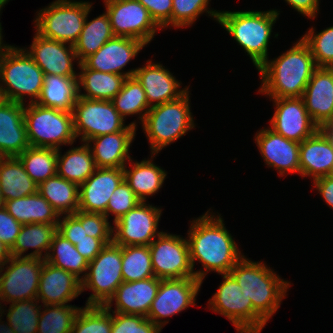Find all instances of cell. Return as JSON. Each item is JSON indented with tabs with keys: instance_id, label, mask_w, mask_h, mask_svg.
Instances as JSON below:
<instances>
[{
	"instance_id": "cell-1",
	"label": "cell",
	"mask_w": 333,
	"mask_h": 333,
	"mask_svg": "<svg viewBox=\"0 0 333 333\" xmlns=\"http://www.w3.org/2000/svg\"><path fill=\"white\" fill-rule=\"evenodd\" d=\"M214 214L209 209L201 217L190 221L187 233L192 269L195 277L202 283L210 271L217 272L219 275L229 273L244 256L239 251L233 236L224 226L222 216L219 213L217 216ZM195 261L202 264V270H194Z\"/></svg>"
},
{
	"instance_id": "cell-2",
	"label": "cell",
	"mask_w": 333,
	"mask_h": 333,
	"mask_svg": "<svg viewBox=\"0 0 333 333\" xmlns=\"http://www.w3.org/2000/svg\"><path fill=\"white\" fill-rule=\"evenodd\" d=\"M273 271L262 261L254 262L243 256L229 272L252 302L253 333H260L278 311L291 285Z\"/></svg>"
},
{
	"instance_id": "cell-3",
	"label": "cell",
	"mask_w": 333,
	"mask_h": 333,
	"mask_svg": "<svg viewBox=\"0 0 333 333\" xmlns=\"http://www.w3.org/2000/svg\"><path fill=\"white\" fill-rule=\"evenodd\" d=\"M317 68L309 46L299 38L289 50L257 69L262 81L258 92L269 98L302 97Z\"/></svg>"
},
{
	"instance_id": "cell-4",
	"label": "cell",
	"mask_w": 333,
	"mask_h": 333,
	"mask_svg": "<svg viewBox=\"0 0 333 333\" xmlns=\"http://www.w3.org/2000/svg\"><path fill=\"white\" fill-rule=\"evenodd\" d=\"M280 11H220L218 23L244 48L258 69L268 57L272 28Z\"/></svg>"
},
{
	"instance_id": "cell-5",
	"label": "cell",
	"mask_w": 333,
	"mask_h": 333,
	"mask_svg": "<svg viewBox=\"0 0 333 333\" xmlns=\"http://www.w3.org/2000/svg\"><path fill=\"white\" fill-rule=\"evenodd\" d=\"M0 88L4 100L36 103L42 92L44 72L24 48L3 44L0 48ZM25 99V100H24Z\"/></svg>"
},
{
	"instance_id": "cell-6",
	"label": "cell",
	"mask_w": 333,
	"mask_h": 333,
	"mask_svg": "<svg viewBox=\"0 0 333 333\" xmlns=\"http://www.w3.org/2000/svg\"><path fill=\"white\" fill-rule=\"evenodd\" d=\"M189 90L176 100L152 106L142 122L144 134L149 140L151 154L163 148L195 128L190 111Z\"/></svg>"
},
{
	"instance_id": "cell-7",
	"label": "cell",
	"mask_w": 333,
	"mask_h": 333,
	"mask_svg": "<svg viewBox=\"0 0 333 333\" xmlns=\"http://www.w3.org/2000/svg\"><path fill=\"white\" fill-rule=\"evenodd\" d=\"M24 108V121L30 146L61 149L76 141L73 114L28 103Z\"/></svg>"
},
{
	"instance_id": "cell-8",
	"label": "cell",
	"mask_w": 333,
	"mask_h": 333,
	"mask_svg": "<svg viewBox=\"0 0 333 333\" xmlns=\"http://www.w3.org/2000/svg\"><path fill=\"white\" fill-rule=\"evenodd\" d=\"M92 4L89 1L55 0L37 13L33 20L35 32L74 46Z\"/></svg>"
},
{
	"instance_id": "cell-9",
	"label": "cell",
	"mask_w": 333,
	"mask_h": 333,
	"mask_svg": "<svg viewBox=\"0 0 333 333\" xmlns=\"http://www.w3.org/2000/svg\"><path fill=\"white\" fill-rule=\"evenodd\" d=\"M74 132L81 142L119 131H136V121L125 125V120L110 100L85 99L78 96L73 108Z\"/></svg>"
},
{
	"instance_id": "cell-10",
	"label": "cell",
	"mask_w": 333,
	"mask_h": 333,
	"mask_svg": "<svg viewBox=\"0 0 333 333\" xmlns=\"http://www.w3.org/2000/svg\"><path fill=\"white\" fill-rule=\"evenodd\" d=\"M122 246L113 241L89 262L86 277L82 280V292L90 289L85 306H105L123 282Z\"/></svg>"
},
{
	"instance_id": "cell-11",
	"label": "cell",
	"mask_w": 333,
	"mask_h": 333,
	"mask_svg": "<svg viewBox=\"0 0 333 333\" xmlns=\"http://www.w3.org/2000/svg\"><path fill=\"white\" fill-rule=\"evenodd\" d=\"M43 263L36 257L11 256L0 268V307L3 302L37 299Z\"/></svg>"
},
{
	"instance_id": "cell-12",
	"label": "cell",
	"mask_w": 333,
	"mask_h": 333,
	"mask_svg": "<svg viewBox=\"0 0 333 333\" xmlns=\"http://www.w3.org/2000/svg\"><path fill=\"white\" fill-rule=\"evenodd\" d=\"M149 248L154 275L158 279L195 277L187 238L162 231Z\"/></svg>"
},
{
	"instance_id": "cell-13",
	"label": "cell",
	"mask_w": 333,
	"mask_h": 333,
	"mask_svg": "<svg viewBox=\"0 0 333 333\" xmlns=\"http://www.w3.org/2000/svg\"><path fill=\"white\" fill-rule=\"evenodd\" d=\"M202 282L196 277L163 279L147 318L161 330L168 323L164 318L174 316L189 306H195Z\"/></svg>"
},
{
	"instance_id": "cell-14",
	"label": "cell",
	"mask_w": 333,
	"mask_h": 333,
	"mask_svg": "<svg viewBox=\"0 0 333 333\" xmlns=\"http://www.w3.org/2000/svg\"><path fill=\"white\" fill-rule=\"evenodd\" d=\"M115 36L130 37L148 45L161 28L137 0H104Z\"/></svg>"
},
{
	"instance_id": "cell-15",
	"label": "cell",
	"mask_w": 333,
	"mask_h": 333,
	"mask_svg": "<svg viewBox=\"0 0 333 333\" xmlns=\"http://www.w3.org/2000/svg\"><path fill=\"white\" fill-rule=\"evenodd\" d=\"M162 209L140 202L117 220L112 229V241L120 246L150 245L158 231Z\"/></svg>"
},
{
	"instance_id": "cell-16",
	"label": "cell",
	"mask_w": 333,
	"mask_h": 333,
	"mask_svg": "<svg viewBox=\"0 0 333 333\" xmlns=\"http://www.w3.org/2000/svg\"><path fill=\"white\" fill-rule=\"evenodd\" d=\"M216 293L208 301V308L225 316L234 325L237 333H253V306L250 298L242 292L235 278L230 274H222Z\"/></svg>"
},
{
	"instance_id": "cell-17",
	"label": "cell",
	"mask_w": 333,
	"mask_h": 333,
	"mask_svg": "<svg viewBox=\"0 0 333 333\" xmlns=\"http://www.w3.org/2000/svg\"><path fill=\"white\" fill-rule=\"evenodd\" d=\"M271 99L276 108L269 122L276 133L301 143L320 129L308 114L302 97Z\"/></svg>"
},
{
	"instance_id": "cell-18",
	"label": "cell",
	"mask_w": 333,
	"mask_h": 333,
	"mask_svg": "<svg viewBox=\"0 0 333 333\" xmlns=\"http://www.w3.org/2000/svg\"><path fill=\"white\" fill-rule=\"evenodd\" d=\"M145 46L143 42L134 38L114 36L96 53L88 56L81 63L86 68L96 71L124 75L127 78L133 77L137 68L128 70V72H124L122 69Z\"/></svg>"
},
{
	"instance_id": "cell-19",
	"label": "cell",
	"mask_w": 333,
	"mask_h": 333,
	"mask_svg": "<svg viewBox=\"0 0 333 333\" xmlns=\"http://www.w3.org/2000/svg\"><path fill=\"white\" fill-rule=\"evenodd\" d=\"M24 49L44 75L78 77L73 67V61L78 59L72 45L42 37L36 32L29 50Z\"/></svg>"
},
{
	"instance_id": "cell-20",
	"label": "cell",
	"mask_w": 333,
	"mask_h": 333,
	"mask_svg": "<svg viewBox=\"0 0 333 333\" xmlns=\"http://www.w3.org/2000/svg\"><path fill=\"white\" fill-rule=\"evenodd\" d=\"M254 138L268 168L271 166L282 177L287 173L300 175V143L286 139L270 127L257 131Z\"/></svg>"
},
{
	"instance_id": "cell-21",
	"label": "cell",
	"mask_w": 333,
	"mask_h": 333,
	"mask_svg": "<svg viewBox=\"0 0 333 333\" xmlns=\"http://www.w3.org/2000/svg\"><path fill=\"white\" fill-rule=\"evenodd\" d=\"M123 180V168H96L79 186L78 210L105 215L111 195Z\"/></svg>"
},
{
	"instance_id": "cell-22",
	"label": "cell",
	"mask_w": 333,
	"mask_h": 333,
	"mask_svg": "<svg viewBox=\"0 0 333 333\" xmlns=\"http://www.w3.org/2000/svg\"><path fill=\"white\" fill-rule=\"evenodd\" d=\"M138 67L134 77L144 89L150 107L173 101L184 95L189 87L180 88L181 82L162 64L153 63Z\"/></svg>"
},
{
	"instance_id": "cell-23",
	"label": "cell",
	"mask_w": 333,
	"mask_h": 333,
	"mask_svg": "<svg viewBox=\"0 0 333 333\" xmlns=\"http://www.w3.org/2000/svg\"><path fill=\"white\" fill-rule=\"evenodd\" d=\"M82 293V281L72 273L44 260L37 300L43 305H68Z\"/></svg>"
},
{
	"instance_id": "cell-24",
	"label": "cell",
	"mask_w": 333,
	"mask_h": 333,
	"mask_svg": "<svg viewBox=\"0 0 333 333\" xmlns=\"http://www.w3.org/2000/svg\"><path fill=\"white\" fill-rule=\"evenodd\" d=\"M161 279L151 277L134 282H122L105 305L110 312L147 317L155 299ZM115 301V310L112 304Z\"/></svg>"
},
{
	"instance_id": "cell-25",
	"label": "cell",
	"mask_w": 333,
	"mask_h": 333,
	"mask_svg": "<svg viewBox=\"0 0 333 333\" xmlns=\"http://www.w3.org/2000/svg\"><path fill=\"white\" fill-rule=\"evenodd\" d=\"M24 108L23 103L8 100L0 103V157H17L30 146Z\"/></svg>"
},
{
	"instance_id": "cell-26",
	"label": "cell",
	"mask_w": 333,
	"mask_h": 333,
	"mask_svg": "<svg viewBox=\"0 0 333 333\" xmlns=\"http://www.w3.org/2000/svg\"><path fill=\"white\" fill-rule=\"evenodd\" d=\"M302 99L312 120L319 128L323 127L333 115V68L318 67Z\"/></svg>"
},
{
	"instance_id": "cell-27",
	"label": "cell",
	"mask_w": 333,
	"mask_h": 333,
	"mask_svg": "<svg viewBox=\"0 0 333 333\" xmlns=\"http://www.w3.org/2000/svg\"><path fill=\"white\" fill-rule=\"evenodd\" d=\"M300 176L316 180L331 175L333 147L329 138L319 129L299 146Z\"/></svg>"
},
{
	"instance_id": "cell-28",
	"label": "cell",
	"mask_w": 333,
	"mask_h": 333,
	"mask_svg": "<svg viewBox=\"0 0 333 333\" xmlns=\"http://www.w3.org/2000/svg\"><path fill=\"white\" fill-rule=\"evenodd\" d=\"M136 131H119L94 137L86 143L90 146L97 168H123L131 160L130 146ZM93 147H92V144Z\"/></svg>"
},
{
	"instance_id": "cell-29",
	"label": "cell",
	"mask_w": 333,
	"mask_h": 333,
	"mask_svg": "<svg viewBox=\"0 0 333 333\" xmlns=\"http://www.w3.org/2000/svg\"><path fill=\"white\" fill-rule=\"evenodd\" d=\"M156 155L151 154V158L141 162H132L131 159L129 162L132 163V168L127 167V164L123 167L125 182L141 202H146L147 196L155 195L162 188L167 176V172L151 160Z\"/></svg>"
},
{
	"instance_id": "cell-30",
	"label": "cell",
	"mask_w": 333,
	"mask_h": 333,
	"mask_svg": "<svg viewBox=\"0 0 333 333\" xmlns=\"http://www.w3.org/2000/svg\"><path fill=\"white\" fill-rule=\"evenodd\" d=\"M58 223H29L22 226L14 245L10 248L13 257H36L45 260ZM29 248L33 252L24 255ZM44 252V256L43 253Z\"/></svg>"
},
{
	"instance_id": "cell-31",
	"label": "cell",
	"mask_w": 333,
	"mask_h": 333,
	"mask_svg": "<svg viewBox=\"0 0 333 333\" xmlns=\"http://www.w3.org/2000/svg\"><path fill=\"white\" fill-rule=\"evenodd\" d=\"M77 66L81 70L78 73L79 97L85 99L112 100L122 89L125 80L124 75L105 73L86 68L82 63ZM81 88L84 93H81Z\"/></svg>"
},
{
	"instance_id": "cell-32",
	"label": "cell",
	"mask_w": 333,
	"mask_h": 333,
	"mask_svg": "<svg viewBox=\"0 0 333 333\" xmlns=\"http://www.w3.org/2000/svg\"><path fill=\"white\" fill-rule=\"evenodd\" d=\"M78 96V77L44 75L42 92L36 103L43 107L73 112Z\"/></svg>"
},
{
	"instance_id": "cell-33",
	"label": "cell",
	"mask_w": 333,
	"mask_h": 333,
	"mask_svg": "<svg viewBox=\"0 0 333 333\" xmlns=\"http://www.w3.org/2000/svg\"><path fill=\"white\" fill-rule=\"evenodd\" d=\"M4 208L20 224L58 223L60 215L38 192L5 201Z\"/></svg>"
},
{
	"instance_id": "cell-34",
	"label": "cell",
	"mask_w": 333,
	"mask_h": 333,
	"mask_svg": "<svg viewBox=\"0 0 333 333\" xmlns=\"http://www.w3.org/2000/svg\"><path fill=\"white\" fill-rule=\"evenodd\" d=\"M0 189L5 201L38 192L36 184L17 157H0Z\"/></svg>"
},
{
	"instance_id": "cell-35",
	"label": "cell",
	"mask_w": 333,
	"mask_h": 333,
	"mask_svg": "<svg viewBox=\"0 0 333 333\" xmlns=\"http://www.w3.org/2000/svg\"><path fill=\"white\" fill-rule=\"evenodd\" d=\"M58 149L57 175L80 186L96 170L92 151L88 143L67 150L64 155Z\"/></svg>"
},
{
	"instance_id": "cell-36",
	"label": "cell",
	"mask_w": 333,
	"mask_h": 333,
	"mask_svg": "<svg viewBox=\"0 0 333 333\" xmlns=\"http://www.w3.org/2000/svg\"><path fill=\"white\" fill-rule=\"evenodd\" d=\"M90 11L91 8L87 13L81 34L73 46L78 64L96 53L108 40L115 36L107 12L105 11L102 15L88 21Z\"/></svg>"
},
{
	"instance_id": "cell-37",
	"label": "cell",
	"mask_w": 333,
	"mask_h": 333,
	"mask_svg": "<svg viewBox=\"0 0 333 333\" xmlns=\"http://www.w3.org/2000/svg\"><path fill=\"white\" fill-rule=\"evenodd\" d=\"M38 193L59 215L74 214L79 209V186L58 175L41 182Z\"/></svg>"
},
{
	"instance_id": "cell-38",
	"label": "cell",
	"mask_w": 333,
	"mask_h": 333,
	"mask_svg": "<svg viewBox=\"0 0 333 333\" xmlns=\"http://www.w3.org/2000/svg\"><path fill=\"white\" fill-rule=\"evenodd\" d=\"M45 261L55 267L62 268L72 273L81 281L86 277L89 265L87 259L76 250L75 245L58 231L52 239L50 250Z\"/></svg>"
},
{
	"instance_id": "cell-39",
	"label": "cell",
	"mask_w": 333,
	"mask_h": 333,
	"mask_svg": "<svg viewBox=\"0 0 333 333\" xmlns=\"http://www.w3.org/2000/svg\"><path fill=\"white\" fill-rule=\"evenodd\" d=\"M58 150L29 146L17 158L30 178L40 184L57 175Z\"/></svg>"
},
{
	"instance_id": "cell-40",
	"label": "cell",
	"mask_w": 333,
	"mask_h": 333,
	"mask_svg": "<svg viewBox=\"0 0 333 333\" xmlns=\"http://www.w3.org/2000/svg\"><path fill=\"white\" fill-rule=\"evenodd\" d=\"M111 101L124 120L126 116L138 114L140 124L151 108L143 87L134 76L125 80L121 91Z\"/></svg>"
},
{
	"instance_id": "cell-41",
	"label": "cell",
	"mask_w": 333,
	"mask_h": 333,
	"mask_svg": "<svg viewBox=\"0 0 333 333\" xmlns=\"http://www.w3.org/2000/svg\"><path fill=\"white\" fill-rule=\"evenodd\" d=\"M121 272L124 282H134L155 277L149 246H122Z\"/></svg>"
},
{
	"instance_id": "cell-42",
	"label": "cell",
	"mask_w": 333,
	"mask_h": 333,
	"mask_svg": "<svg viewBox=\"0 0 333 333\" xmlns=\"http://www.w3.org/2000/svg\"><path fill=\"white\" fill-rule=\"evenodd\" d=\"M40 311L37 333H71L74 319L81 307L44 305Z\"/></svg>"
},
{
	"instance_id": "cell-43",
	"label": "cell",
	"mask_w": 333,
	"mask_h": 333,
	"mask_svg": "<svg viewBox=\"0 0 333 333\" xmlns=\"http://www.w3.org/2000/svg\"><path fill=\"white\" fill-rule=\"evenodd\" d=\"M37 299L12 302L7 310V322L15 333H37L40 310Z\"/></svg>"
},
{
	"instance_id": "cell-44",
	"label": "cell",
	"mask_w": 333,
	"mask_h": 333,
	"mask_svg": "<svg viewBox=\"0 0 333 333\" xmlns=\"http://www.w3.org/2000/svg\"><path fill=\"white\" fill-rule=\"evenodd\" d=\"M112 313L105 306H85L78 311L71 333H111Z\"/></svg>"
},
{
	"instance_id": "cell-45",
	"label": "cell",
	"mask_w": 333,
	"mask_h": 333,
	"mask_svg": "<svg viewBox=\"0 0 333 333\" xmlns=\"http://www.w3.org/2000/svg\"><path fill=\"white\" fill-rule=\"evenodd\" d=\"M211 0H172V27H190L205 13L218 21L219 10L210 9L208 4Z\"/></svg>"
},
{
	"instance_id": "cell-46",
	"label": "cell",
	"mask_w": 333,
	"mask_h": 333,
	"mask_svg": "<svg viewBox=\"0 0 333 333\" xmlns=\"http://www.w3.org/2000/svg\"><path fill=\"white\" fill-rule=\"evenodd\" d=\"M301 38L309 46L318 67L333 68V26L319 33L313 27L309 28Z\"/></svg>"
},
{
	"instance_id": "cell-47",
	"label": "cell",
	"mask_w": 333,
	"mask_h": 333,
	"mask_svg": "<svg viewBox=\"0 0 333 333\" xmlns=\"http://www.w3.org/2000/svg\"><path fill=\"white\" fill-rule=\"evenodd\" d=\"M161 329L141 315L112 312L111 333H160Z\"/></svg>"
},
{
	"instance_id": "cell-48",
	"label": "cell",
	"mask_w": 333,
	"mask_h": 333,
	"mask_svg": "<svg viewBox=\"0 0 333 333\" xmlns=\"http://www.w3.org/2000/svg\"><path fill=\"white\" fill-rule=\"evenodd\" d=\"M140 202L130 186L123 180L111 195L105 216L109 219V215H114L113 222L115 223Z\"/></svg>"
},
{
	"instance_id": "cell-49",
	"label": "cell",
	"mask_w": 333,
	"mask_h": 333,
	"mask_svg": "<svg viewBox=\"0 0 333 333\" xmlns=\"http://www.w3.org/2000/svg\"><path fill=\"white\" fill-rule=\"evenodd\" d=\"M57 231L73 245L82 238H90L85 231V212L77 210L74 214L60 215Z\"/></svg>"
},
{
	"instance_id": "cell-50",
	"label": "cell",
	"mask_w": 333,
	"mask_h": 333,
	"mask_svg": "<svg viewBox=\"0 0 333 333\" xmlns=\"http://www.w3.org/2000/svg\"><path fill=\"white\" fill-rule=\"evenodd\" d=\"M111 223L101 213L85 212V231L87 235L100 239L105 245L112 242Z\"/></svg>"
},
{
	"instance_id": "cell-51",
	"label": "cell",
	"mask_w": 333,
	"mask_h": 333,
	"mask_svg": "<svg viewBox=\"0 0 333 333\" xmlns=\"http://www.w3.org/2000/svg\"><path fill=\"white\" fill-rule=\"evenodd\" d=\"M148 11L151 18L161 28L172 27V0H137Z\"/></svg>"
},
{
	"instance_id": "cell-52",
	"label": "cell",
	"mask_w": 333,
	"mask_h": 333,
	"mask_svg": "<svg viewBox=\"0 0 333 333\" xmlns=\"http://www.w3.org/2000/svg\"><path fill=\"white\" fill-rule=\"evenodd\" d=\"M22 226L5 208L0 209V241L9 248L14 245Z\"/></svg>"
},
{
	"instance_id": "cell-53",
	"label": "cell",
	"mask_w": 333,
	"mask_h": 333,
	"mask_svg": "<svg viewBox=\"0 0 333 333\" xmlns=\"http://www.w3.org/2000/svg\"><path fill=\"white\" fill-rule=\"evenodd\" d=\"M105 244L98 238H82L76 241V250L85 258L88 262L92 261L102 250Z\"/></svg>"
},
{
	"instance_id": "cell-54",
	"label": "cell",
	"mask_w": 333,
	"mask_h": 333,
	"mask_svg": "<svg viewBox=\"0 0 333 333\" xmlns=\"http://www.w3.org/2000/svg\"><path fill=\"white\" fill-rule=\"evenodd\" d=\"M319 1L320 0H285L292 9L294 8L297 12L308 19H314L317 13H319Z\"/></svg>"
},
{
	"instance_id": "cell-55",
	"label": "cell",
	"mask_w": 333,
	"mask_h": 333,
	"mask_svg": "<svg viewBox=\"0 0 333 333\" xmlns=\"http://www.w3.org/2000/svg\"><path fill=\"white\" fill-rule=\"evenodd\" d=\"M314 188L322 196L326 204L333 209V177L328 175L313 182Z\"/></svg>"
},
{
	"instance_id": "cell-56",
	"label": "cell",
	"mask_w": 333,
	"mask_h": 333,
	"mask_svg": "<svg viewBox=\"0 0 333 333\" xmlns=\"http://www.w3.org/2000/svg\"><path fill=\"white\" fill-rule=\"evenodd\" d=\"M11 258L10 248L0 241V268Z\"/></svg>"
},
{
	"instance_id": "cell-57",
	"label": "cell",
	"mask_w": 333,
	"mask_h": 333,
	"mask_svg": "<svg viewBox=\"0 0 333 333\" xmlns=\"http://www.w3.org/2000/svg\"><path fill=\"white\" fill-rule=\"evenodd\" d=\"M4 308L5 307H2V306L0 307L1 313H2V314H0V333H15V331L10 327L8 322H5L6 323L5 324V323H3L4 321L1 320L2 319L1 317L5 312V310H3Z\"/></svg>"
},
{
	"instance_id": "cell-58",
	"label": "cell",
	"mask_w": 333,
	"mask_h": 333,
	"mask_svg": "<svg viewBox=\"0 0 333 333\" xmlns=\"http://www.w3.org/2000/svg\"><path fill=\"white\" fill-rule=\"evenodd\" d=\"M321 131H333V115L332 117L327 121V123L320 128Z\"/></svg>"
},
{
	"instance_id": "cell-59",
	"label": "cell",
	"mask_w": 333,
	"mask_h": 333,
	"mask_svg": "<svg viewBox=\"0 0 333 333\" xmlns=\"http://www.w3.org/2000/svg\"><path fill=\"white\" fill-rule=\"evenodd\" d=\"M330 140L333 147V131H322Z\"/></svg>"
},
{
	"instance_id": "cell-60",
	"label": "cell",
	"mask_w": 333,
	"mask_h": 333,
	"mask_svg": "<svg viewBox=\"0 0 333 333\" xmlns=\"http://www.w3.org/2000/svg\"><path fill=\"white\" fill-rule=\"evenodd\" d=\"M4 205H5V199H4L1 189H0V209L4 208Z\"/></svg>"
},
{
	"instance_id": "cell-61",
	"label": "cell",
	"mask_w": 333,
	"mask_h": 333,
	"mask_svg": "<svg viewBox=\"0 0 333 333\" xmlns=\"http://www.w3.org/2000/svg\"><path fill=\"white\" fill-rule=\"evenodd\" d=\"M9 2V0H0V13H1V10L3 8V6ZM1 15V14H0ZM0 29H2V26H1V22H0Z\"/></svg>"
},
{
	"instance_id": "cell-62",
	"label": "cell",
	"mask_w": 333,
	"mask_h": 333,
	"mask_svg": "<svg viewBox=\"0 0 333 333\" xmlns=\"http://www.w3.org/2000/svg\"><path fill=\"white\" fill-rule=\"evenodd\" d=\"M3 35H2V29H0V48L2 47L3 45Z\"/></svg>"
},
{
	"instance_id": "cell-63",
	"label": "cell",
	"mask_w": 333,
	"mask_h": 333,
	"mask_svg": "<svg viewBox=\"0 0 333 333\" xmlns=\"http://www.w3.org/2000/svg\"><path fill=\"white\" fill-rule=\"evenodd\" d=\"M4 101V97H3V94H2V91H1V88H0V103Z\"/></svg>"
}]
</instances>
